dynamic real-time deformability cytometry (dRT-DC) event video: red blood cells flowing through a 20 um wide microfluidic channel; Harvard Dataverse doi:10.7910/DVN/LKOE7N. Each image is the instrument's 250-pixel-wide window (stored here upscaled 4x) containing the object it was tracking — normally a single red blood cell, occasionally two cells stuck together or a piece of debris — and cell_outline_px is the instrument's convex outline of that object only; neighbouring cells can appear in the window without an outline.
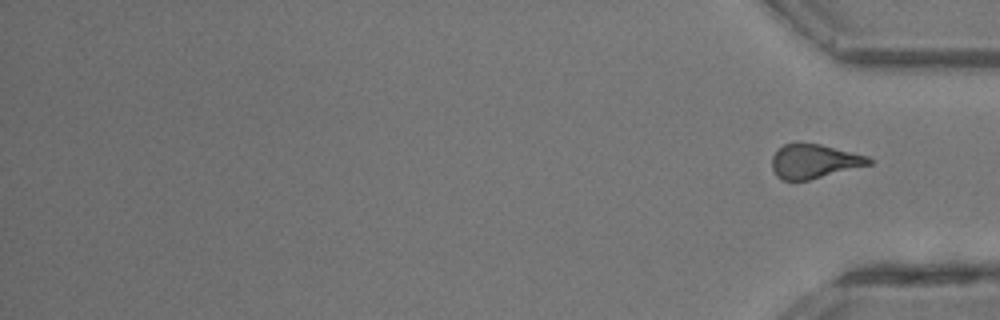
{"species": "common noctule bat (a hibernating species)", "species_latin": "Nyctalus noctula", "temperature_condition": "room temperature", "stored_images_in_passage": 31, "segment_of_instrument_passage": [2, 2], "camera_frame_rate_fps": 3000, "um_per_image_px": 0.085, "animal": {"sex": "male", "body_mass_g": 13.3}, "frame": {"image": 1, "passage_image": 31, "time_ms": 10.0, "image_size_px": [1000, 320], "cell_outline_px": [[876, 160], [872, 164], [808, 180], [780, 180], [776, 176], [772, 168], [772, 156], [784, 144], [796, 140], [820, 144], [868, 156]], "centroid_in_image_um": [69.2, 13.68], "position_along_channel_um": 366.0, "area_um2": 19.65}}